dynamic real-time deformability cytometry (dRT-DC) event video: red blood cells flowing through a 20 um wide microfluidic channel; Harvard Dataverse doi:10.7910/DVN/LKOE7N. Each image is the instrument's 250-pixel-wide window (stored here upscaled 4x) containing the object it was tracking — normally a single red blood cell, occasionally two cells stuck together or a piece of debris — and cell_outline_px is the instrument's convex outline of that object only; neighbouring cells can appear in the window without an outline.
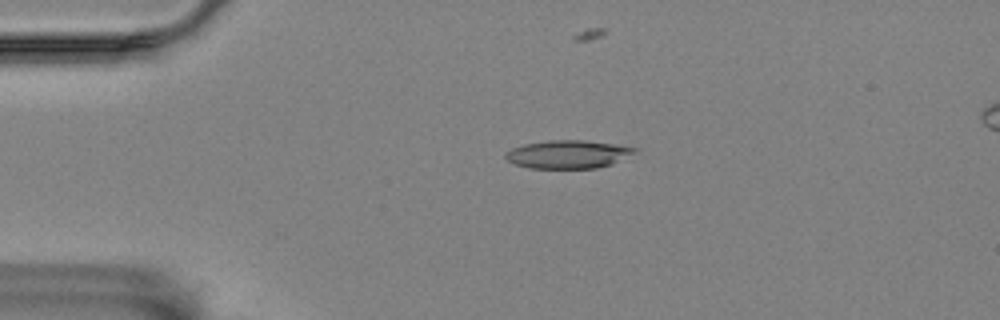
{"species": "Egyptian fruit bat (a non-hibernating species)", "species_latin": "Rousettus aegyptiacus", "temperature_condition": "room temperature", "stored_images_in_passage": 3, "camera_frame_rate_fps": 3000, "um_per_image_px": 0.085, "animal": {"sex": "female"}, "frame": {"image": 1, "passage_image": 1, "time_ms": 0.0, "image_size_px": [1000, 320], "cell_outline_px": [[640, 148], [636, 152], [612, 164], [596, 168], [528, 168], [516, 164], [508, 160], [504, 156], [504, 152], [512, 148], [524, 144], [548, 140], [584, 140], [616, 144]], "centroid_in_image_um": [48.29, 13.11], "position_along_channel_um": 36.7, "area_um2": 21.27}}